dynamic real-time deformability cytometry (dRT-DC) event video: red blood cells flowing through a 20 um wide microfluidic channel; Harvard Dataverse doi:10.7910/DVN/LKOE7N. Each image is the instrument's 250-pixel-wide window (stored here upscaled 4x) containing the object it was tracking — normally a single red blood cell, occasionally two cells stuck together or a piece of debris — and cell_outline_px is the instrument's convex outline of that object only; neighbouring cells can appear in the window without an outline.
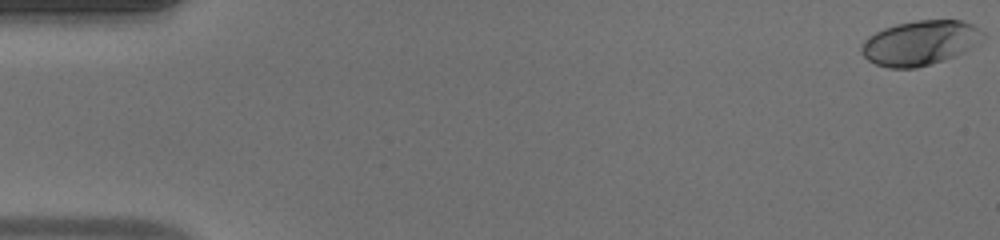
{"species": "human", "species_latin": "Homo sapiens", "temperature_condition": "warm", "stored_images_in_passage": 51, "camera_frame_rate_fps": 3000, "um_per_image_px": 0.085, "donor": {"sex": "male"}, "frame": {"image": 1, "passage_image": 1, "time_ms": 0.0, "image_size_px": [1000, 240], "cell_outline_px": [[984, 36], [964, 52], [956, 56], [944, 60], [916, 68], [888, 68], [876, 64], [868, 60], [860, 52], [860, 48], [864, 40], [868, 36], [884, 28], [896, 24], [916, 20], [960, 20], [972, 24], [980, 28], [984, 32]], "centroid_in_image_um": [78.18, 3.64], "position_along_channel_um": 6.8, "area_um2": 31.62}}
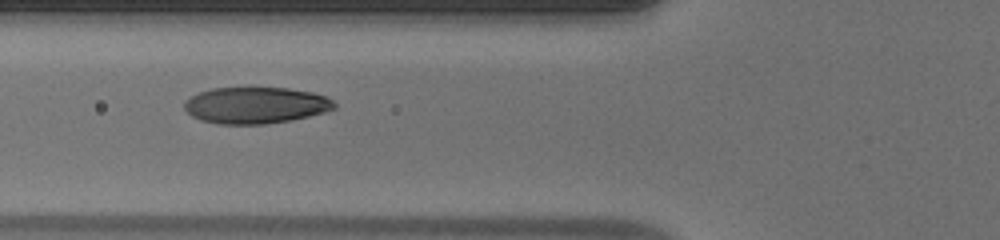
{"frame": {"image": 2, "passage_image": 20, "time_ms": 6.333, "image_size_px": [1000, 240], "cell_outline_px": [[336, 108], [324, 112], [292, 120], [264, 124], [220, 124], [200, 120], [192, 116], [184, 108], [184, 100], [200, 92], [212, 88], [288, 88], [312, 92], [328, 96], [336, 104]], "centroid_in_image_um": [21.74, 8.95], "position_along_channel_um": 104.1, "area_um2": 31.91}}
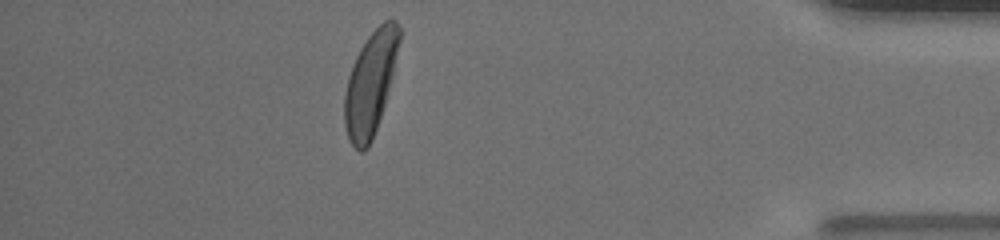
{"frame": {"image": 3, "passage_image": 45, "time_ms": 14.667, "image_size_px": [1000, 240], "cell_outline_px": [[400, 40], [392, 76], [384, 104], [372, 140], [368, 148], [364, 152], [360, 152], [352, 144], [348, 136], [344, 124], [344, 92], [348, 76], [352, 64], [360, 48], [368, 36], [384, 20], [392, 16], [396, 20], [400, 28]], "centroid_in_image_um": [31.47, 7.06], "position_along_channel_um": 403.7, "area_um2": 32.77}, "authors_computed_cell_mechanics": {"area_um2": 32.657, "velocity_mm_per_s": 4.1179, "shape_relaxation_time_tau1_ms": 2.5872, "shape_relaxation_time_tau2_ms": null, "deformation_change_tau1": 0.1761, "deformation_change_tau2": null}}